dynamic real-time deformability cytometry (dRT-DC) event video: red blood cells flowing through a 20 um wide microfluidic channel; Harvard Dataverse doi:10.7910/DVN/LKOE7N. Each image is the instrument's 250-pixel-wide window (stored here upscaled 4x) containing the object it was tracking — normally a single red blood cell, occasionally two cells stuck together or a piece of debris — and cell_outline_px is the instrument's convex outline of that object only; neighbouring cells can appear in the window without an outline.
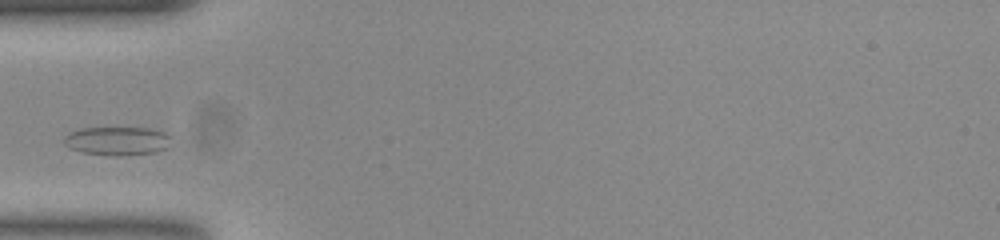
{"species": "common noctule bat (a hibernating species)", "species_latin": "Nyctalus noctula", "temperature_condition": "room temperature", "stored_images_in_passage": 38, "camera_frame_rate_fps": 3000, "um_per_image_px": 0.085, "animal": {"sex": "female", "body_mass_g": 23.0, "forearm_length_mm": 53.4}, "frame": {"image": 1, "passage_image": 1, "time_ms": 0.0, "image_size_px": [1000, 240], "cell_outline_px": [[172, 136], [168, 148], [156, 152], [128, 156], [116, 156], [84, 152], [72, 148], [64, 144], [64, 136], [80, 128], [148, 128], [164, 132]], "centroid_in_image_um": [10.03, 11.98], "position_along_channel_um": 75.0, "area_um2": 17.92}}
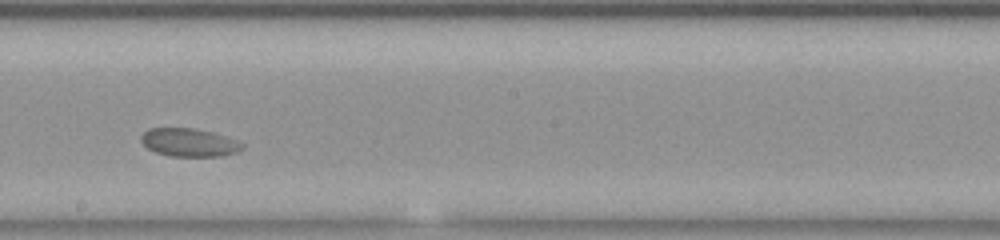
{"frame": {"image": 2, "passage_image": 14, "time_ms": 4.333, "image_size_px": [1000, 240], "cell_outline_px": [[244, 148], [236, 152], [220, 156], [172, 156], [156, 152], [148, 148], [140, 140], [140, 136], [148, 128], [192, 128], [212, 132], [236, 140], [244, 144]], "centroid_in_image_um": [16.06, 12.1], "position_along_channel_um": 232.1, "area_um2": 16.47}}
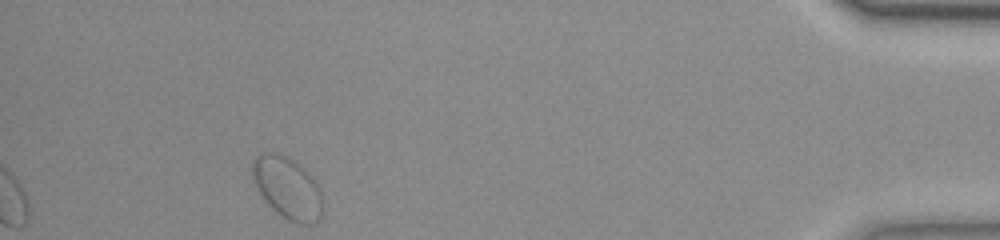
{"frame": {"image": 3, "passage_image": 34, "time_ms": 11.0, "image_size_px": [1000, 240], "cell_outline_px": [[320, 216], [312, 224], [300, 224], [288, 220], [268, 204], [260, 192], [252, 176], [252, 160], [256, 156], [268, 152], [276, 152], [288, 156], [316, 184], [320, 192]], "centroid_in_image_um": [24.38, 15.96], "position_along_channel_um": 410.8, "area_um2": 24.22}}